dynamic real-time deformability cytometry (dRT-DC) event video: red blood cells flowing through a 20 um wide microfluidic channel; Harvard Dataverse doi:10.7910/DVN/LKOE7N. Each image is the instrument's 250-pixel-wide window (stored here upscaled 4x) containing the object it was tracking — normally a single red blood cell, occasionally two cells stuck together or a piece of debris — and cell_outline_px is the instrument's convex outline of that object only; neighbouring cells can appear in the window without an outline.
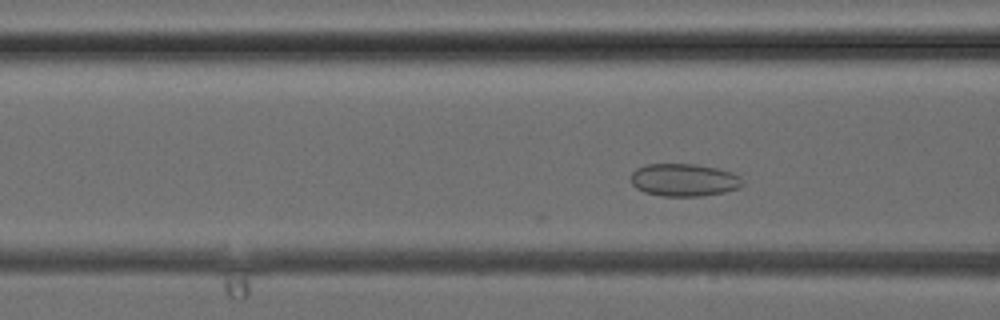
{"species": "common noctule bat (a hibernating species)", "species_latin": "Nyctalus noctula", "temperature_condition": "cold", "stored_images_in_passage": 22, "camera_frame_rate_fps": 3000, "um_per_image_px": 0.085, "animal": {"sex": "female", "body_mass_g": 24.6, "forearm_length_mm": 56.2}, "frame": {"image": 1, "passage_image": 3, "time_ms": 0.667, "image_size_px": [1000, 320], "cell_outline_px": [[744, 184], [740, 188], [724, 192], [700, 196], [660, 196], [644, 192], [636, 188], [632, 184], [632, 172], [636, 168], [644, 164], [696, 164], [716, 168], [732, 172], [740, 176]], "centroid_in_image_um": [58.14, 15.3], "position_along_channel_um": 108.5, "area_um2": 21.39}}
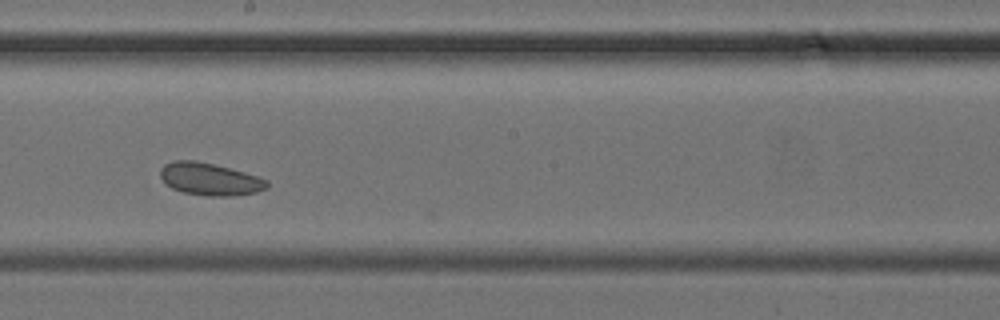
{"frame": {"image": 2, "passage_image": 10, "time_ms": 3.0, "image_size_px": [1000, 320], "cell_outline_px": [[268, 188], [256, 192], [232, 196], [208, 196], [184, 192], [172, 188], [160, 176], [160, 168], [164, 164], [172, 160], [196, 160], [244, 172], [268, 180]], "centroid_in_image_um": [17.83, 15.22], "position_along_channel_um": 230.4, "area_um2": 20.0}}
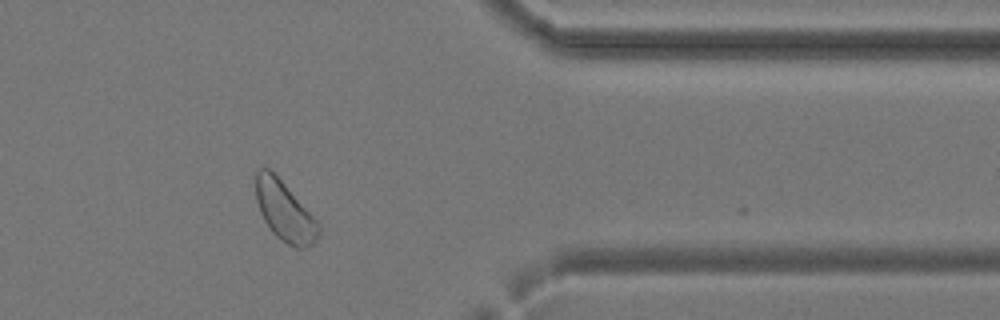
{"frame": {"image": 3, "passage_image": 20, "time_ms": 6.333, "image_size_px": [1000, 320], "cell_outline_px": [[320, 232], [316, 240], [312, 244], [304, 248], [296, 248], [288, 244], [276, 236], [272, 232], [264, 220], [260, 212], [256, 200], [256, 172], [260, 168], [268, 168], [284, 184], [320, 224]], "centroid_in_image_um": [24.19, 17.98], "position_along_channel_um": 387.2, "area_um2": 21.39}}